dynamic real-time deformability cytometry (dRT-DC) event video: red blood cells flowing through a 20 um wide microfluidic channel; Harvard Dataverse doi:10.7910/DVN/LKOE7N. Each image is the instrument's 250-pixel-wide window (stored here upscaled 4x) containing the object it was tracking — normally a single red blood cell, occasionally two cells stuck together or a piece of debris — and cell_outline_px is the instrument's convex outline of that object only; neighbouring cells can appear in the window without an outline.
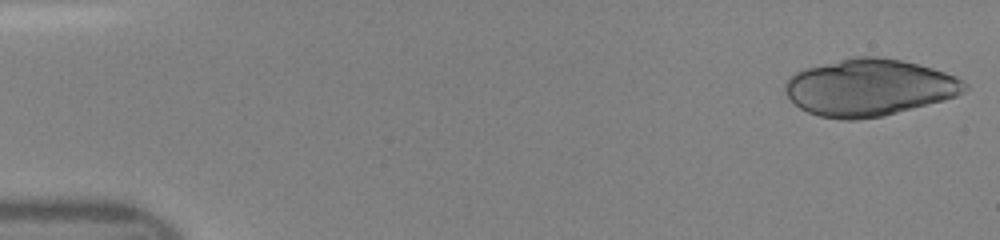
{"species": "human", "species_latin": "Homo sapiens", "temperature_condition": "room temperature", "stored_images_in_passage": 46, "segment_of_instrument_passage": [1, 2], "camera_frame_rate_fps": 3000, "um_per_image_px": 0.085, "donor": {"sex": "female"}, "frame": {"image": 1, "passage_image": 1, "time_ms": 0.0, "image_size_px": [1000, 240], "cell_outline_px": [[968, 88], [964, 92], [956, 96], [944, 100], [884, 116], [856, 120], [840, 120], [820, 116], [808, 112], [800, 108], [784, 92], [784, 84], [796, 72], [804, 68], [852, 56], [876, 56], [900, 60], [920, 64], [956, 76], [964, 80], [968, 84]], "centroid_in_image_um": [73.9, 7.44], "position_along_channel_um": 11.1, "area_um2": 59.82}}